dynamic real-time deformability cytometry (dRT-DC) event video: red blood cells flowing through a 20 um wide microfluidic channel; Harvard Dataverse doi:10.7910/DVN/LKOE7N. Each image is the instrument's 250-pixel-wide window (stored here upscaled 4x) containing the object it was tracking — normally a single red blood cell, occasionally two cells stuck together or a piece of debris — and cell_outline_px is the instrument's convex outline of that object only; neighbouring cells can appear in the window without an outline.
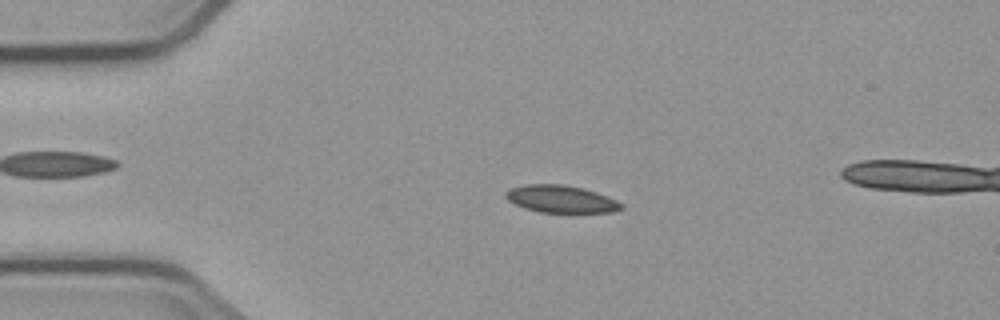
{"species": "common noctule bat (a hibernating species)", "species_latin": "Nyctalus noctula", "temperature_condition": "cold", "stored_images_in_passage": 4, "camera_frame_rate_fps": 3000, "um_per_image_px": 0.085, "animal": {"sex": "male", "body_mass_g": 23.1, "forearm_length_mm": 52.7}, "frame": {"image": 1, "passage_image": 3, "time_ms": 2.333, "image_size_px": [1000, 320], "cell_outline_px": [[624, 208], [612, 212], [540, 212], [524, 208], [508, 200], [504, 196], [504, 192], [512, 188], [524, 184], [564, 184], [584, 188], [596, 192], [616, 200], [624, 204]], "centroid_in_image_um": [47.68, 16.91], "position_along_channel_um": 37.3, "area_um2": 18.44}}